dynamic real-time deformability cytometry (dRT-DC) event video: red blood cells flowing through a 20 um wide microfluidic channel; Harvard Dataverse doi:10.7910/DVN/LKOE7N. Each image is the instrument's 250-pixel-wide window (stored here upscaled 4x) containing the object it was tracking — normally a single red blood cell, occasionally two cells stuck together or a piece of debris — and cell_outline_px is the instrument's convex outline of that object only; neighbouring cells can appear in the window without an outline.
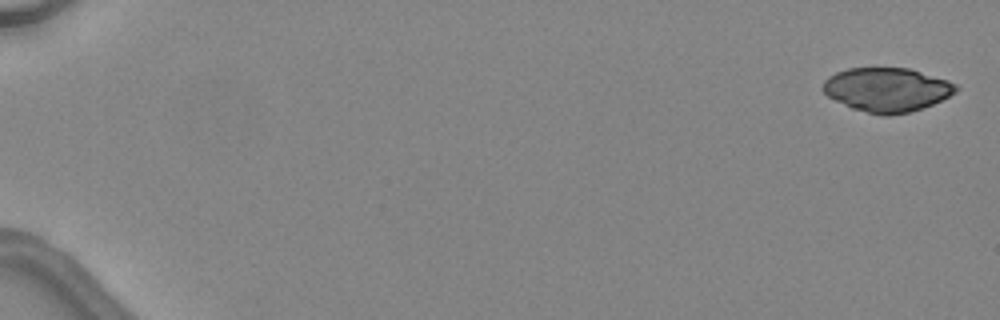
{"species": "common noctule bat (a hibernating species)", "species_latin": "Nyctalus noctula", "temperature_condition": "warm", "stored_images_in_passage": 5, "camera_frame_rate_fps": 3000, "um_per_image_px": 0.085, "animal": {"sex": "female", "body_mass_g": 24.6, "forearm_length_mm": 56.2}, "frame": {"image": 1, "passage_image": 1, "time_ms": 0.0, "image_size_px": [1000, 320], "cell_outline_px": [[960, 88], [956, 92], [932, 104], [912, 112], [888, 116], [884, 116], [852, 108], [828, 96], [820, 88], [824, 80], [828, 76], [836, 72], [848, 68], [908, 68], [948, 80], [956, 84]], "centroid_in_image_um": [75.38, 7.62], "position_along_channel_um": 9.6, "area_um2": 34.1}}